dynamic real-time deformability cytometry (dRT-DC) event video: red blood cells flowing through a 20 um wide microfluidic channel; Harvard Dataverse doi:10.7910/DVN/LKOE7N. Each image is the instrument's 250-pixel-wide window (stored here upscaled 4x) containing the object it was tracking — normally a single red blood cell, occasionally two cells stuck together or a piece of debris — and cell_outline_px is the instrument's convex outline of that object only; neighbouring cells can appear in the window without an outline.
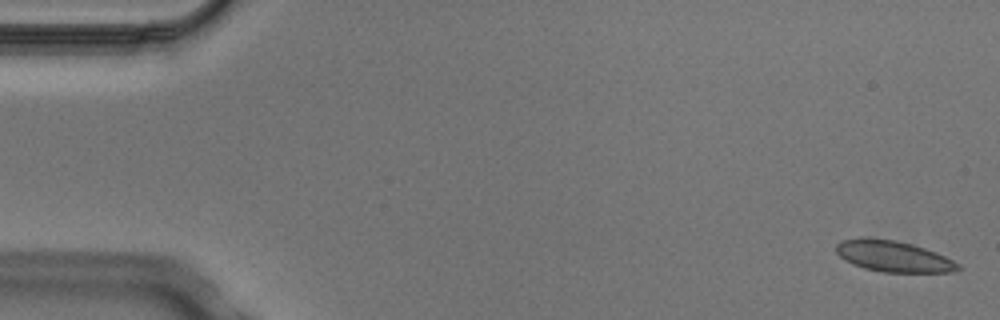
{"species": "Egyptian fruit bat (a non-hibernating species)", "species_latin": "Rousettus aegyptiacus", "temperature_condition": "cold", "stored_images_in_passage": 5, "camera_frame_rate_fps": 3000, "um_per_image_px": 0.085, "animal": {"sex": "male"}, "frame": {"image": 1, "passage_image": 1, "time_ms": 0.0, "image_size_px": [1000, 320], "cell_outline_px": [[960, 268], [952, 272], [884, 272], [864, 268], [852, 264], [844, 260], [836, 252], [836, 244], [844, 240], [896, 240], [912, 244], [936, 252], [960, 264]], "centroid_in_image_um": [75.98, 21.82], "position_along_channel_um": 9.0, "area_um2": 21.39}}
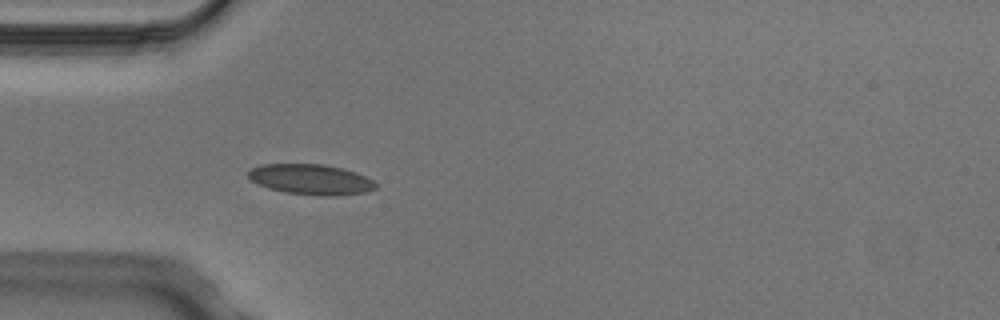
{"frame": {"image": 2, "passage_image": 5, "time_ms": 1.333, "image_size_px": [1000, 320], "cell_outline_px": [[376, 188], [368, 192], [336, 196], [320, 196], [284, 192], [268, 188], [252, 180], [248, 176], [248, 172], [252, 168], [264, 164], [324, 164], [344, 168], [356, 172], [372, 180], [376, 184]], "centroid_in_image_um": [26.46, 15.25], "position_along_channel_um": 58.5, "area_um2": 22.6}}